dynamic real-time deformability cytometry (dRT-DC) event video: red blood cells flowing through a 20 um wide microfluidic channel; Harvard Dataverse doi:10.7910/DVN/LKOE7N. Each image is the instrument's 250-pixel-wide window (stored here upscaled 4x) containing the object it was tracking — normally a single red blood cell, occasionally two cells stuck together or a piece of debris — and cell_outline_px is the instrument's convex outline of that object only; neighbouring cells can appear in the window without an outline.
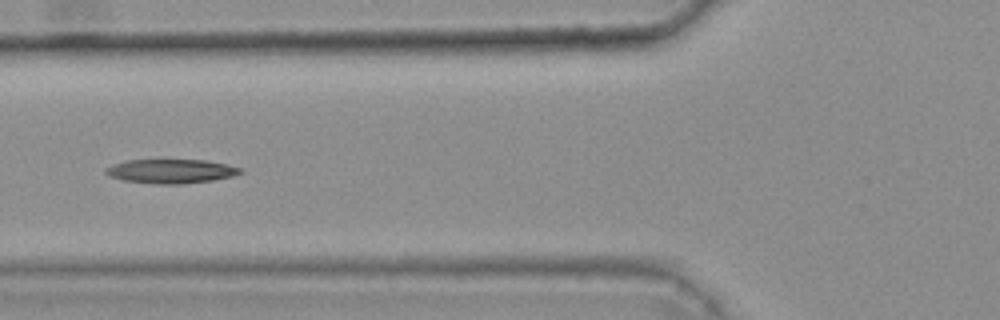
{"species": "common noctule bat (a hibernating species)", "species_latin": "Nyctalus noctula", "temperature_condition": "warm", "stored_images_in_passage": 30, "camera_frame_rate_fps": 3000, "um_per_image_px": 0.085, "animal": {"sex": "female", "body_mass_g": 25.1}, "frame": {"image": 1, "passage_image": 5, "time_ms": 1.333, "image_size_px": [1000, 320], "cell_outline_px": [[244, 172], [232, 176], [212, 180], [184, 184], [156, 184], [124, 180], [108, 176], [104, 172], [104, 168], [112, 164], [128, 160], [204, 160], [228, 164], [240, 168]], "centroid_in_image_um": [14.51, 14.55], "position_along_channel_um": 111.3, "area_um2": 18.96}}